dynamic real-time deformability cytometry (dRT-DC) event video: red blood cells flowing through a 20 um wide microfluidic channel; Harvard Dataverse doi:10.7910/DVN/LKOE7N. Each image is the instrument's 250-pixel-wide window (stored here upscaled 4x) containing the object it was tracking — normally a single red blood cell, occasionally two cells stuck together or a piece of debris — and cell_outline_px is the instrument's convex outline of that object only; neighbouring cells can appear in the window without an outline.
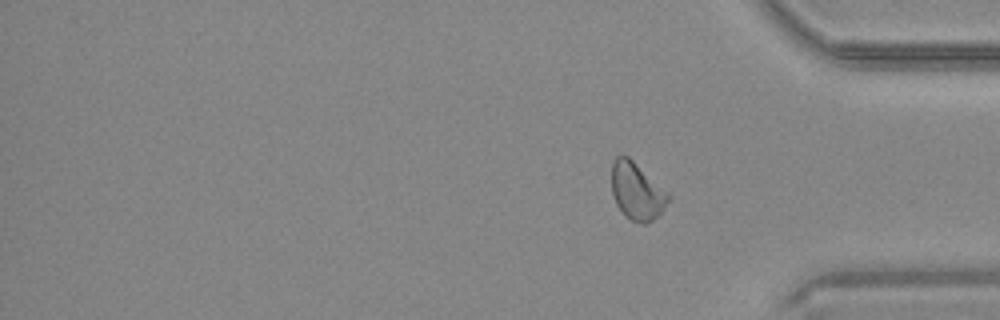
{"species": "common noctule bat (a hibernating species)", "species_latin": "Nyctalus noctula", "temperature_condition": "warm", "stored_images_in_passage": 37, "camera_frame_rate_fps": 3000, "um_per_image_px": 0.085, "animal": {"sex": "male", "body_mass_g": 20.4}, "frame": {"image": 1, "passage_image": 37, "time_ms": 12.0, "image_size_px": [1000, 320], "cell_outline_px": [[672, 196], [660, 212], [652, 220], [644, 224], [640, 224], [624, 216], [616, 204], [612, 192], [612, 160], [620, 152], [628, 156], [668, 192]], "centroid_in_image_um": [54.1, 16.23], "position_along_channel_um": 381.1, "area_um2": 18.96}, "authors_computed_cell_mechanics": {"area_um2": 20.5768, "velocity_mm_per_s": 4.1748, "shape_relaxation_time_tau1_ms": 5.6493, "shape_relaxation_time_tau2_ms": null, "deformation_change_tau1": 0.0843, "deformation_change_tau2": null}}